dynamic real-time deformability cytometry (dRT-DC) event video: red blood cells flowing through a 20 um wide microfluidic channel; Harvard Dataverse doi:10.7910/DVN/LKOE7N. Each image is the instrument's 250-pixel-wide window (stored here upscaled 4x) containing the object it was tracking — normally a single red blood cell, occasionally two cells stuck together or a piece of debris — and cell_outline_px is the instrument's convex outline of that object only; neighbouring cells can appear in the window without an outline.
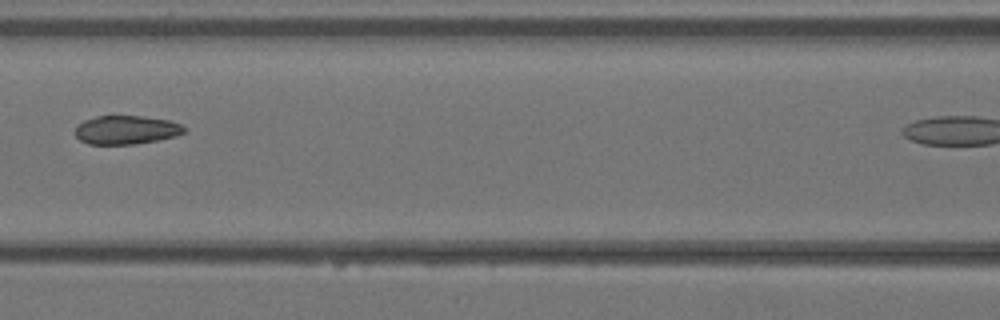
{"species": "Egyptian fruit bat (a non-hibernating species)", "species_latin": "Rousettus aegyptiacus", "temperature_condition": "warm", "stored_images_in_passage": 6, "segment_of_instrument_passage": [1, 2], "camera_frame_rate_fps": 3000, "um_per_image_px": 0.085, "animal": {"sex": "female"}, "frame": {"image": 1, "passage_image": 4, "time_ms": 1.0, "image_size_px": [1000, 320], "cell_outline_px": [[184, 132], [172, 136], [156, 140], [132, 144], [88, 144], [80, 140], [76, 136], [76, 128], [84, 120], [96, 116], [144, 116], [168, 120], [180, 124], [184, 128]], "centroid_in_image_um": [10.69, 11.03], "position_along_channel_um": 155.9, "area_um2": 17.86}}